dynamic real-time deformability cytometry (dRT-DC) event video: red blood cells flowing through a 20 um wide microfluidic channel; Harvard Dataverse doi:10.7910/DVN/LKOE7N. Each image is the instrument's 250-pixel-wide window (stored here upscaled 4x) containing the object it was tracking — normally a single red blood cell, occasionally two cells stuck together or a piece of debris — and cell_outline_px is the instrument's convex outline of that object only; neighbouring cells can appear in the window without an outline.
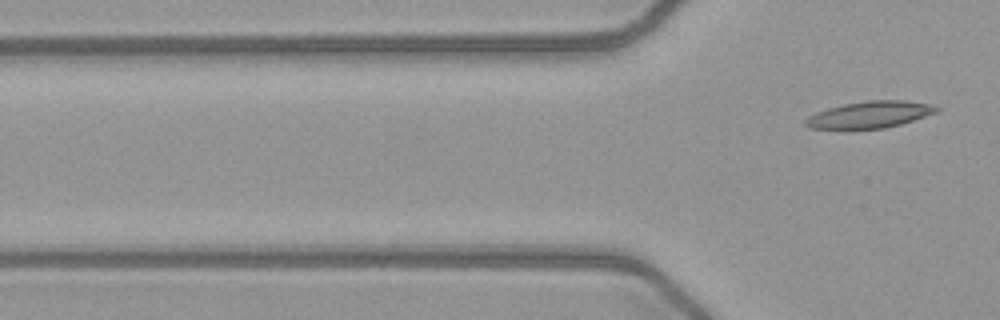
{"species": "common noctule bat (a hibernating species)", "species_latin": "Nyctalus noctula", "temperature_condition": "warm", "stored_images_in_passage": 7, "camera_frame_rate_fps": 3000, "um_per_image_px": 0.085, "animal": {"sex": "female", "body_mass_g": 21.9}, "frame": {"image": 1, "passage_image": 7, "time_ms": 2.0, "image_size_px": [1000, 320], "cell_outline_px": [[940, 108], [936, 112], [900, 124], [884, 128], [812, 128], [804, 124], [804, 120], [808, 116], [816, 112], [828, 108], [844, 104], [868, 100], [904, 100], [936, 104]], "centroid_in_image_um": [73.96, 9.72], "position_along_channel_um": 51.8, "area_um2": 20.17}}